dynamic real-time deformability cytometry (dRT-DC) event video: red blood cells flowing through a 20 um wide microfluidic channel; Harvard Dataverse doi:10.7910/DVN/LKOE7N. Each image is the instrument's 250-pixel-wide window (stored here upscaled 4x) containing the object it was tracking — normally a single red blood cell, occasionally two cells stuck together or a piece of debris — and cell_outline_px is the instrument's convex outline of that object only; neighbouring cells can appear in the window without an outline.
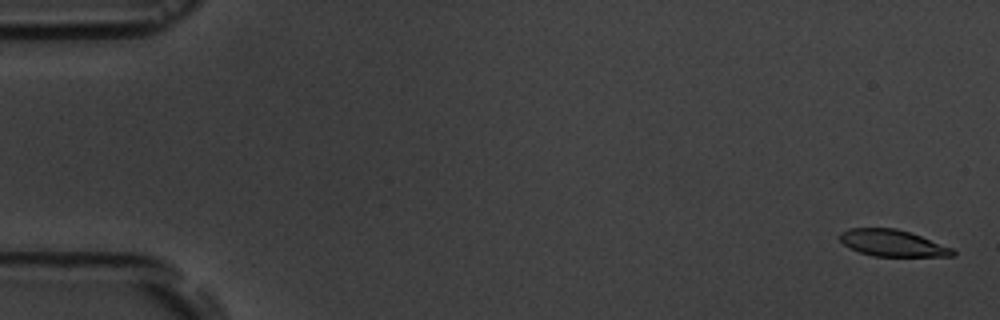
{"species": "common noctule bat (a hibernating species)", "species_latin": "Nyctalus noctula", "temperature_condition": "room temperature", "stored_images_in_passage": 6, "camera_frame_rate_fps": 3000, "um_per_image_px": 0.085, "animal": {"sex": "male", "body_mass_g": 19.5, "forearm_length_mm": 54.6}, "frame": {"image": 1, "passage_image": 1, "time_ms": 0.0, "image_size_px": [1000, 320], "cell_outline_px": [[956, 256], [872, 256], [860, 252], [844, 244], [840, 240], [840, 232], [848, 228], [896, 228], [920, 236], [952, 248], [956, 252]], "centroid_in_image_um": [75.85, 20.66], "position_along_channel_um": 9.1, "area_um2": 17.28}}